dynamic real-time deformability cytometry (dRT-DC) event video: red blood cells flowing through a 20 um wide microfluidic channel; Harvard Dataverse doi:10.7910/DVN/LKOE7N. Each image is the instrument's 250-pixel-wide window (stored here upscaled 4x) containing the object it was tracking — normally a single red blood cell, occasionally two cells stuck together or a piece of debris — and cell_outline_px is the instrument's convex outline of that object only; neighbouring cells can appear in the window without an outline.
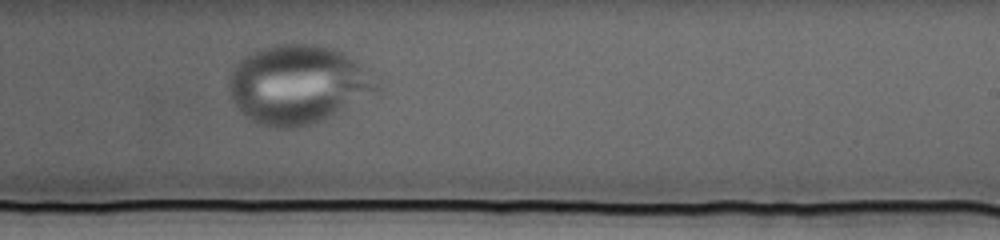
{"species": "human", "species_latin": "Homo sapiens", "temperature_condition": "cold", "stored_images_in_passage": 56, "camera_frame_rate_fps": 3000, "um_per_image_px": 0.085, "donor": {"sex": "female"}, "frame": {"image": 1, "passage_image": 43, "time_ms": 14.0, "image_size_px": [1000, 240], "cell_outline_px": [[380, 88], [376, 92], [332, 116], [324, 120], [312, 124], [296, 128], [272, 128], [256, 124], [248, 120], [236, 108], [228, 96], [228, 76], [236, 64], [244, 56], [264, 48], [276, 44], [320, 44], [344, 52], [360, 60], [372, 68], [380, 76]], "centroid_in_image_um": [25.38, 7.18], "position_along_channel_um": 263.6, "area_um2": 69.71}}